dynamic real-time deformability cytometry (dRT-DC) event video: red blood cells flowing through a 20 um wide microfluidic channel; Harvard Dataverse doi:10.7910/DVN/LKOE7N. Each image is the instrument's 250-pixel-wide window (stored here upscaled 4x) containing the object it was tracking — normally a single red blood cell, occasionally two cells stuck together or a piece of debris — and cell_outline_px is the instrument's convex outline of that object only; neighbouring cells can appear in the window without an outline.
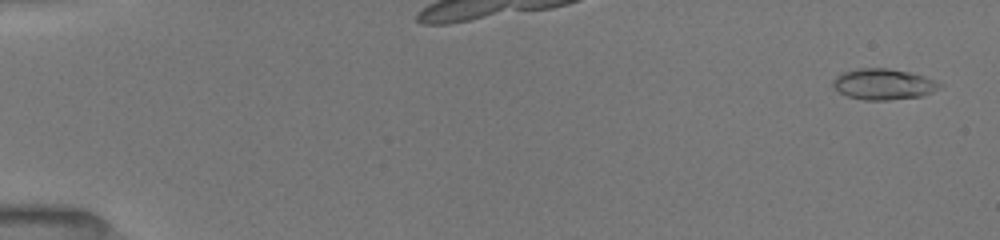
{"species": "common noctule bat (a hibernating species)", "species_latin": "Nyctalus noctula", "temperature_condition": "room temperature", "stored_images_in_passage": 62, "camera_frame_rate_fps": 3000, "um_per_image_px": 0.085, "animal": {"sex": "female", "body_mass_g": 19.5, "forearm_length_mm": 54.1}, "frame": {"image": 1, "passage_image": 3, "time_ms": 0.333, "image_size_px": [1000, 240], "cell_outline_px": [[944, 84], [940, 88], [924, 96], [888, 100], [864, 100], [848, 96], [840, 92], [832, 84], [832, 80], [840, 72], [856, 68], [888, 68], [912, 72], [936, 80]], "centroid_in_image_um": [75.12, 7.14], "position_along_channel_um": 9.9, "area_um2": 19.54}}
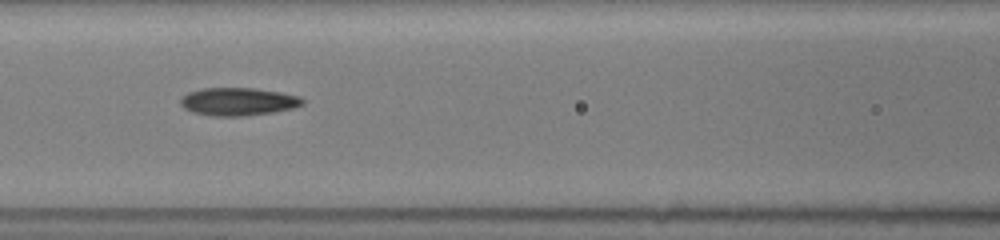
{"frame": {"image": 2, "passage_image": 40, "time_ms": 7.667, "image_size_px": [1000, 240], "cell_outline_px": [[304, 104], [292, 108], [272, 112], [244, 116], [212, 116], [192, 112], [184, 108], [180, 104], [180, 96], [188, 92], [200, 88], [256, 88], [280, 92], [300, 96], [304, 100]], "centroid_in_image_um": [20.21, 8.63], "position_along_channel_um": 146.4, "area_um2": 20.0}}
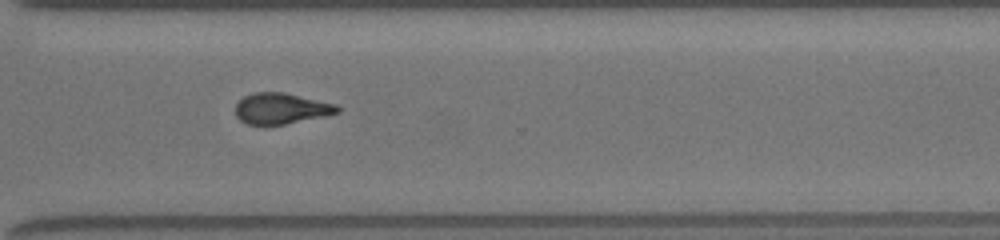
{"frame": {"image": 3, "passage_image": 61, "time_ms": 12.667, "image_size_px": [1000, 240], "cell_outline_px": [[340, 112], [324, 116], [264, 128], [248, 124], [240, 120], [236, 116], [236, 104], [244, 96], [252, 92], [284, 92], [336, 104], [340, 108]], "centroid_in_image_um": [23.86, 9.25], "position_along_channel_um": 346.7, "area_um2": 18.73}}